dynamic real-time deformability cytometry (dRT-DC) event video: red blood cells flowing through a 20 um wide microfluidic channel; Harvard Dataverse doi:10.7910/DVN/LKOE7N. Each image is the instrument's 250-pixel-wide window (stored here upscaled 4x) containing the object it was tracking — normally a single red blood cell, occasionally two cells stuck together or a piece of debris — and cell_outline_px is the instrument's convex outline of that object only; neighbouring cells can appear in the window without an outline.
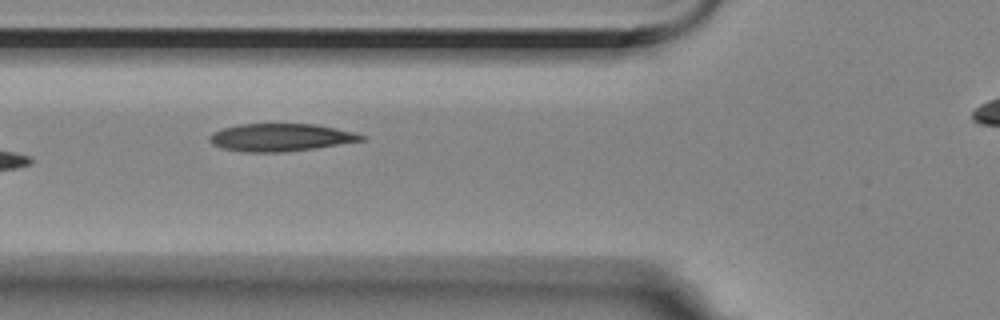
{"species": "Egyptian fruit bat (a non-hibernating species)", "species_latin": "Rousettus aegyptiacus", "temperature_condition": "room temperature", "stored_images_in_passage": 4, "camera_frame_rate_fps": 3000, "um_per_image_px": 0.085, "animal": {"sex": "female"}, "frame": {"image": 1, "passage_image": 3, "time_ms": 0.667, "image_size_px": [1000, 320], "cell_outline_px": [[368, 136], [364, 140], [316, 148], [284, 152], [240, 152], [220, 148], [212, 144], [208, 140], [208, 136], [212, 132], [220, 128], [240, 124], [316, 124], [356, 132]], "centroid_in_image_um": [23.82, 11.68], "position_along_channel_um": 102.0, "area_um2": 24.85}}
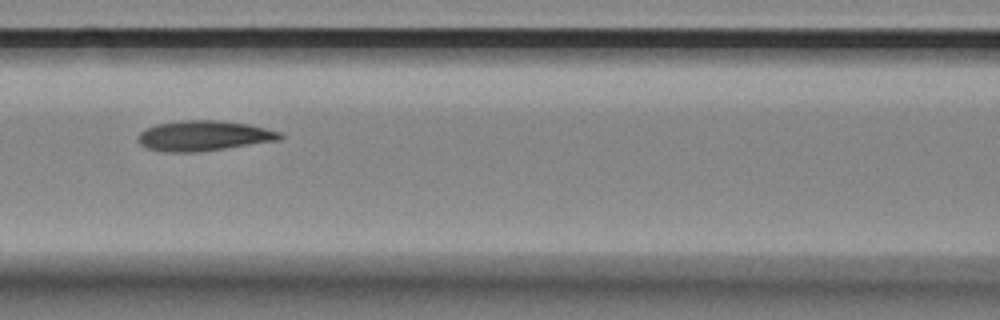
{"frame": {"image": 2, "passage_image": 4, "time_ms": 1.0, "image_size_px": [1000, 320], "cell_outline_px": [[284, 136], [280, 140], [196, 152], [164, 152], [148, 148], [140, 144], [136, 140], [140, 132], [156, 124], [180, 120], [216, 120], [248, 124], [280, 132]], "centroid_in_image_um": [17.29, 11.54], "position_along_channel_um": 149.3, "area_um2": 24.85}}